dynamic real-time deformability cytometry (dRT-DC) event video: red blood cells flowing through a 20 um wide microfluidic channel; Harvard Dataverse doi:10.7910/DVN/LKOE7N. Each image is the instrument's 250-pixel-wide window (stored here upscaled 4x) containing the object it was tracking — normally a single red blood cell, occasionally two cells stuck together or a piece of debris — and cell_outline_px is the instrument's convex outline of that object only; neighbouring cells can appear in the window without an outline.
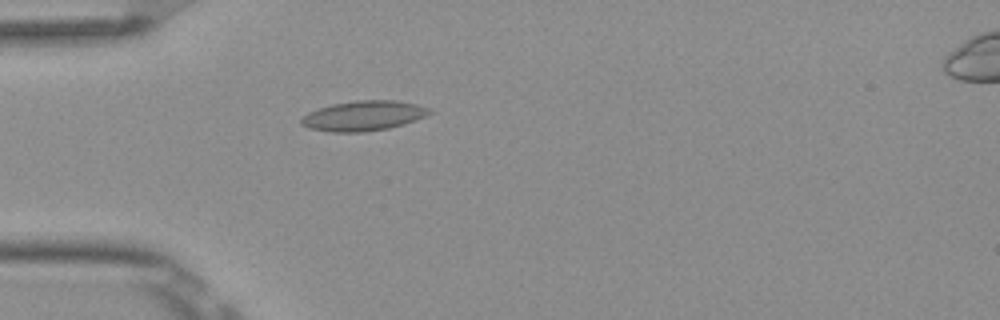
{"species": "Egyptian fruit bat (a non-hibernating species)", "species_latin": "Rousettus aegyptiacus", "temperature_condition": "room temperature", "stored_images_in_passage": 1, "camera_frame_rate_fps": 3000, "um_per_image_px": 0.085, "frame": {"image": 1, "passage_image": 1, "time_ms": 0.0, "image_size_px": [1000, 320], "cell_outline_px": [[432, 112], [416, 120], [404, 124], [388, 128], [364, 132], [332, 132], [308, 128], [300, 124], [300, 120], [308, 112], [332, 104], [356, 100], [396, 100], [416, 104], [428, 108]], "centroid_in_image_um": [30.88, 9.84], "position_along_channel_um": 54.1, "area_um2": 22.31}}